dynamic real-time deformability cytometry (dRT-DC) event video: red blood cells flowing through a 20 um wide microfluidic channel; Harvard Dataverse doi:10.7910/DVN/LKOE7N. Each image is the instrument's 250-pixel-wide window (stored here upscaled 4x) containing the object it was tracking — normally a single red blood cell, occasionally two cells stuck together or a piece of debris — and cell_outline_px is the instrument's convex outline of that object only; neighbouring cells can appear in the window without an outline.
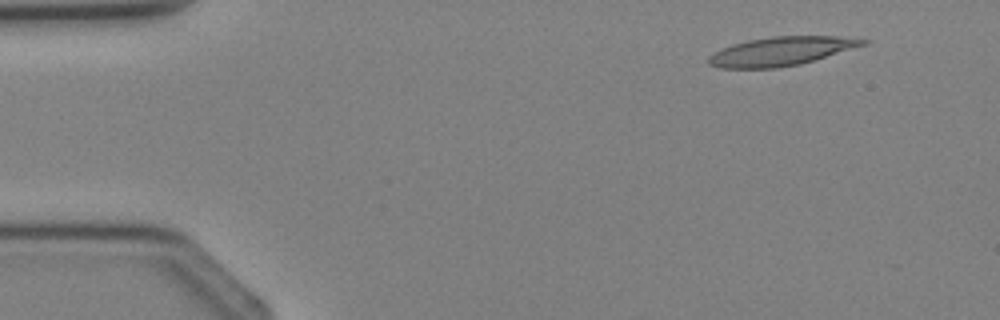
{"species": "Egyptian fruit bat (a non-hibernating species)", "species_latin": "Rousettus aegyptiacus", "temperature_condition": "cold", "stored_images_in_passage": 2, "camera_frame_rate_fps": 3000, "um_per_image_px": 0.085, "animal": {"sex": "female"}, "frame": {"image": 1, "passage_image": 2, "time_ms": 1.333, "image_size_px": [1000, 320], "cell_outline_px": [[868, 44], [800, 64], [776, 68], [720, 68], [708, 64], [708, 56], [720, 48], [732, 44], [748, 40], [772, 36], [836, 36], [868, 40]], "centroid_in_image_um": [66.36, 4.35], "position_along_channel_um": 18.6, "area_um2": 25.84}}